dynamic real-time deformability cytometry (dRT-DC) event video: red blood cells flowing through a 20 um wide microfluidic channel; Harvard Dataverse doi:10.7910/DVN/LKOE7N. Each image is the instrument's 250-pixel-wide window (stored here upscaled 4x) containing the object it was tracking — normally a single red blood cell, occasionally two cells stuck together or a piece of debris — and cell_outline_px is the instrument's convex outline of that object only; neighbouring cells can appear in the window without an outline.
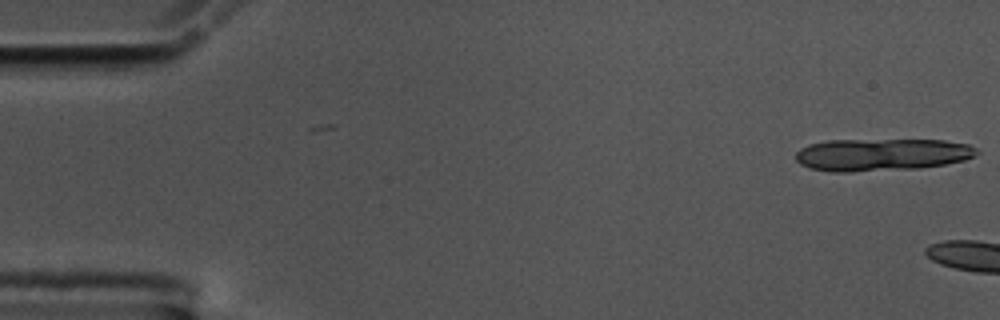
{"species": "common noctule bat (a hibernating species)", "species_latin": "Nyctalus noctula", "temperature_condition": "cold", "stored_images_in_passage": 7, "camera_frame_rate_fps": 3000, "um_per_image_px": 0.085, "animal": {"sex": "male", "body_mass_g": 17.5, "forearm_length_mm": 52.3}, "frame": {"image": 1, "passage_image": 7, "time_ms": 2.0, "image_size_px": [1000, 320], "cell_outline_px": [[980, 152], [976, 156], [964, 160], [944, 164], [920, 168], [852, 172], [832, 172], [812, 168], [800, 164], [796, 160], [796, 152], [800, 148], [808, 144], [828, 140], [944, 140], [968, 144], [976, 148]], "centroid_in_image_um": [74.95, 13.14], "position_along_channel_um": 10.1, "area_um2": 34.33}}